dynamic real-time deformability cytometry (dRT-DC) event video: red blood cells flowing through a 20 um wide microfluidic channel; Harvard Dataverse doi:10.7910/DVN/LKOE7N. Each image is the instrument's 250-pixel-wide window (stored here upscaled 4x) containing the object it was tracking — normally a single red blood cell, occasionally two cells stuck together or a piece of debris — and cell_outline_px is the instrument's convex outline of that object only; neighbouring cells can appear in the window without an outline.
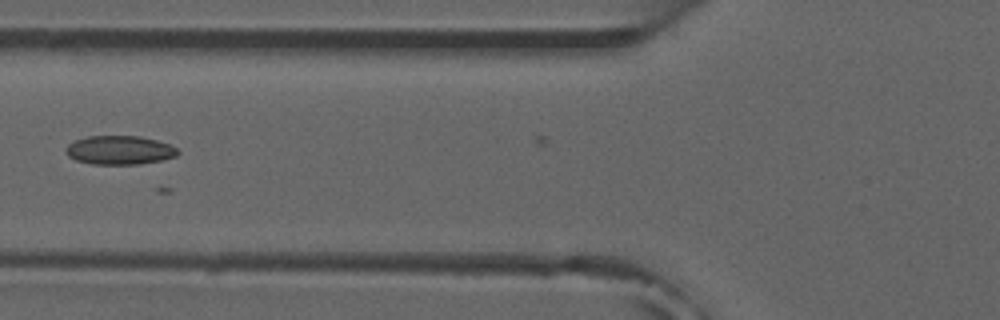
{"species": "common noctule bat (a hibernating species)", "species_latin": "Nyctalus noctula", "temperature_condition": "room temperature", "stored_images_in_passage": 5, "camera_frame_rate_fps": 3000, "um_per_image_px": 0.085, "animal": {"sex": "male", "forearm_length_mm": 52.5}, "frame": {"image": 1, "passage_image": 4, "time_ms": 4.333, "image_size_px": [1000, 320], "cell_outline_px": [[180, 152], [176, 156], [160, 160], [140, 164], [92, 164], [76, 160], [68, 156], [64, 148], [68, 144], [76, 140], [88, 136], [140, 136], [156, 140], [168, 144], [176, 148]], "centroid_in_image_um": [10.14, 12.76], "position_along_channel_um": 115.7, "area_um2": 18.73}}
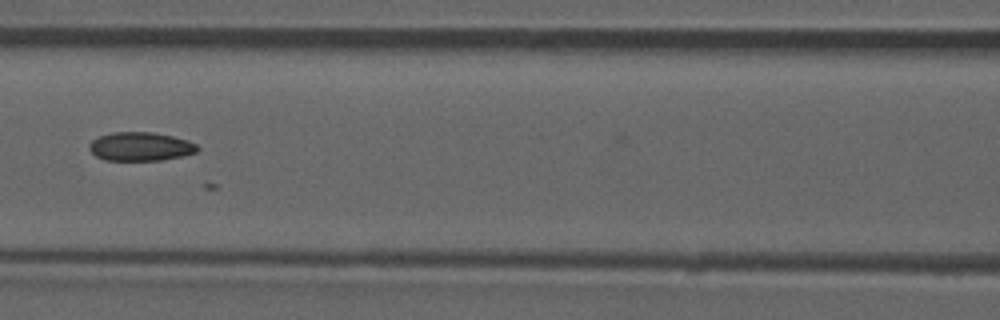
{"frame": {"image": 2, "passage_image": 5, "time_ms": 5.333, "image_size_px": [1000, 320], "cell_outline_px": [[200, 148], [196, 152], [184, 156], [160, 160], [104, 160], [96, 156], [88, 148], [88, 144], [92, 140], [100, 136], [112, 132], [152, 132], [172, 136], [188, 140], [196, 144]], "centroid_in_image_um": [11.94, 12.45], "position_along_channel_um": 154.7, "area_um2": 18.15}}